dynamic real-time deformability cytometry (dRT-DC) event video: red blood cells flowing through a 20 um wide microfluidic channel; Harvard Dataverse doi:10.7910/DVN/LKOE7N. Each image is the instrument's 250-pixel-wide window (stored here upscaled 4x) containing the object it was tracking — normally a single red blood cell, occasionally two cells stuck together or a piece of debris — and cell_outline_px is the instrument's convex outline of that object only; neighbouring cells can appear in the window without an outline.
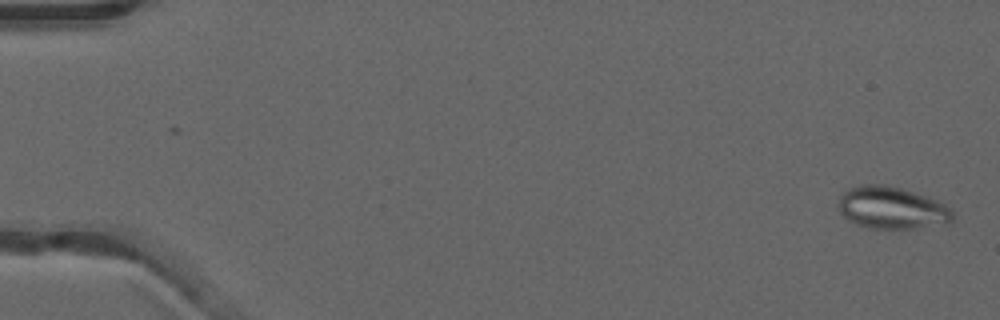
{"species": "common noctule bat (a hibernating species)", "species_latin": "Nyctalus noctula", "temperature_condition": "warm", "stored_images_in_passage": 9, "camera_frame_rate_fps": 3000, "um_per_image_px": 0.085, "animal": {"sex": "male", "forearm_length_mm": 52.5}, "frame": {"image": 1, "passage_image": 1, "time_ms": 0.0, "image_size_px": [1000, 320], "cell_outline_px": [[952, 220], [948, 224], [916, 228], [868, 228], [856, 224], [848, 220], [840, 212], [836, 204], [840, 196], [848, 188], [864, 184], [884, 184], [900, 188], [928, 196], [952, 208]], "centroid_in_image_um": [75.79, 17.66], "position_along_channel_um": 9.2, "area_um2": 28.32}}